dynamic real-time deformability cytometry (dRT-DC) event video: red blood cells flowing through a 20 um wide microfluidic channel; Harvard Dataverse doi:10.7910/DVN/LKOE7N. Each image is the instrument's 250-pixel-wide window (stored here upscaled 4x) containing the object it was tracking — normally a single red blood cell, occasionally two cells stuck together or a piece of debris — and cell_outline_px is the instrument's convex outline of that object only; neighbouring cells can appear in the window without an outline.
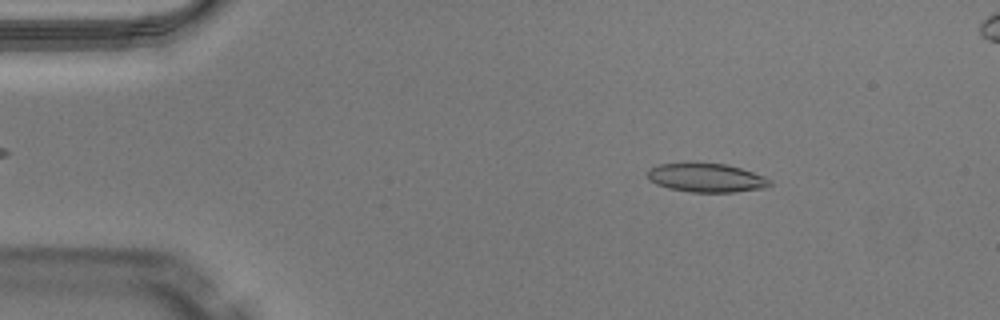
{"species": "Egyptian fruit bat (a non-hibernating species)", "species_latin": "Rousettus aegyptiacus", "temperature_condition": "warm", "stored_images_in_passage": 50, "camera_frame_rate_fps": 3000, "um_per_image_px": 0.085, "animal": {"sex": "male"}, "frame": {"image": 1, "passage_image": 7, "time_ms": 2.0, "image_size_px": [1000, 320], "cell_outline_px": [[772, 184], [768, 188], [732, 192], [692, 192], [668, 188], [656, 184], [648, 180], [648, 168], [660, 164], [696, 160], [724, 164], [740, 168], [764, 176], [772, 180]], "centroid_in_image_um": [60.02, 15.08], "position_along_channel_um": 25.0, "area_um2": 21.27}}
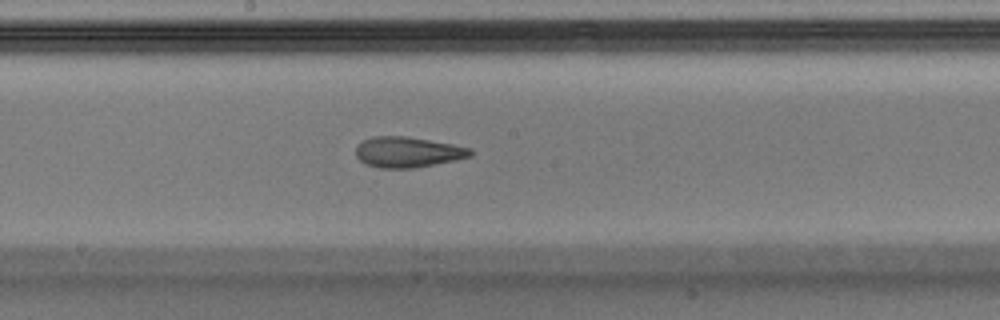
{"frame": {"image": 2, "passage_image": 26, "time_ms": 8.333, "image_size_px": [1000, 320], "cell_outline_px": [[472, 156], [456, 160], [416, 168], [380, 168], [364, 164], [356, 156], [356, 148], [364, 140], [372, 136], [404, 136], [452, 144], [472, 148]], "centroid_in_image_um": [34.66, 12.94], "position_along_channel_um": 213.5, "area_um2": 20.4}}
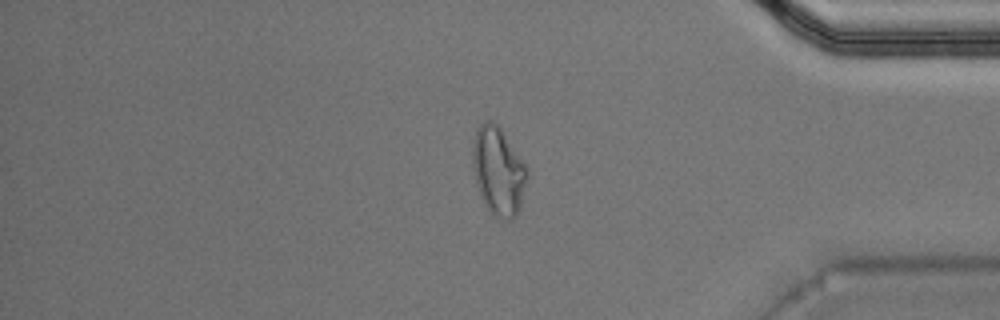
{"frame": {"image": 3, "passage_image": 41, "time_ms": 13.333, "image_size_px": [1000, 320], "cell_outline_px": [[528, 176], [520, 208], [516, 216], [512, 220], [504, 220], [492, 216], [484, 204], [480, 196], [472, 168], [472, 148], [476, 128], [484, 120], [492, 120], [500, 128], [528, 168]], "centroid_in_image_um": [42.35, 14.57], "position_along_channel_um": 392.9, "area_um2": 28.38}, "authors_computed_cell_mechanics": {"area_um2": 21.2704, "velocity_mm_per_s": 4.0586, "shape_relaxation_time_tau1_ms": null, "shape_relaxation_time_tau2_ms": 1.9517, "deformation_change_tau1": null, "deformation_change_tau2": 0.091}}